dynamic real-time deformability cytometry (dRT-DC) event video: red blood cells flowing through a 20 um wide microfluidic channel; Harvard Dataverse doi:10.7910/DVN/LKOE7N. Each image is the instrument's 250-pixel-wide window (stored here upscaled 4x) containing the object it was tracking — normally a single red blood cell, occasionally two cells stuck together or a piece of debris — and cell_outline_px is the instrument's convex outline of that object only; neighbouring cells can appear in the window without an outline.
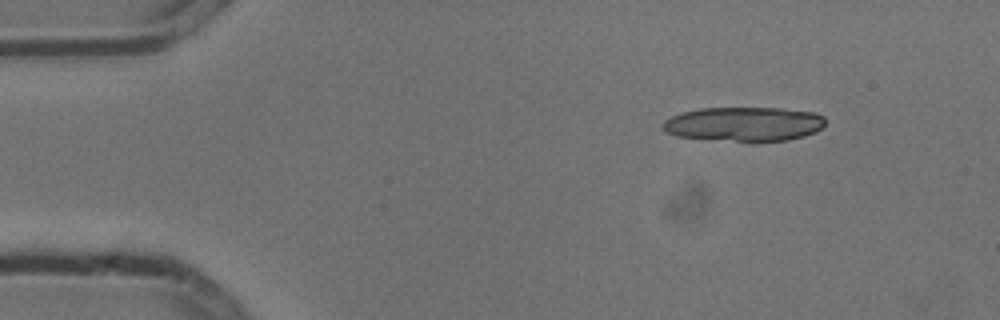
{"species": "common noctule bat (a hibernating species)", "species_latin": "Nyctalus noctula", "temperature_condition": "cold", "stored_images_in_passage": 4, "segment_of_instrument_passage": [1, 2], "camera_frame_rate_fps": 3000, "um_per_image_px": 0.085, "animal": {"sex": "male", "body_mass_g": 13.3}, "frame": {"image": 1, "passage_image": 1, "time_ms": 0.0, "image_size_px": [1000, 320], "cell_outline_px": [[824, 124], [816, 132], [804, 136], [788, 140], [752, 144], [676, 136], [668, 132], [664, 128], [664, 120], [672, 116], [684, 112], [700, 108], [780, 108], [816, 112], [824, 116]], "centroid_in_image_um": [63.29, 10.58], "position_along_channel_um": 21.7, "area_um2": 33.23}}